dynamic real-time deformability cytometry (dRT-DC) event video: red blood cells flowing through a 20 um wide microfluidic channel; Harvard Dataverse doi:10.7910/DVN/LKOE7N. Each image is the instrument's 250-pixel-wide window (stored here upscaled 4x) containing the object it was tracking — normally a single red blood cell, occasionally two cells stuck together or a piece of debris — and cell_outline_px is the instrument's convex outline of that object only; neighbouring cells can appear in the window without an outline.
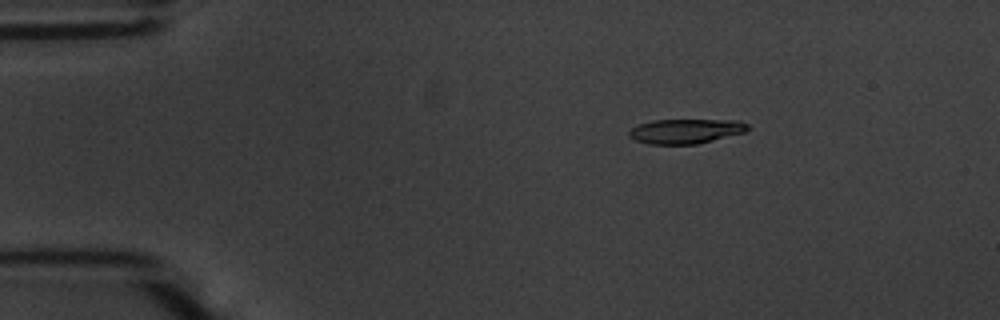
{"species": "common noctule bat (a hibernating species)", "species_latin": "Nyctalus noctula", "temperature_condition": "warm", "stored_images_in_passage": 55, "camera_frame_rate_fps": 3000, "um_per_image_px": 0.085, "animal": {"sex": "male", "body_mass_g": 20.1, "forearm_length_mm": 53.5}, "frame": {"image": 1, "passage_image": 9, "time_ms": 2.667, "image_size_px": [1000, 320], "cell_outline_px": [[752, 128], [744, 132], [696, 144], [648, 144], [636, 140], [628, 136], [628, 132], [632, 128], [640, 124], [652, 120], [740, 120], [748, 124]], "centroid_in_image_um": [58.3, 11.14], "position_along_channel_um": 26.7, "area_um2": 16.99}}
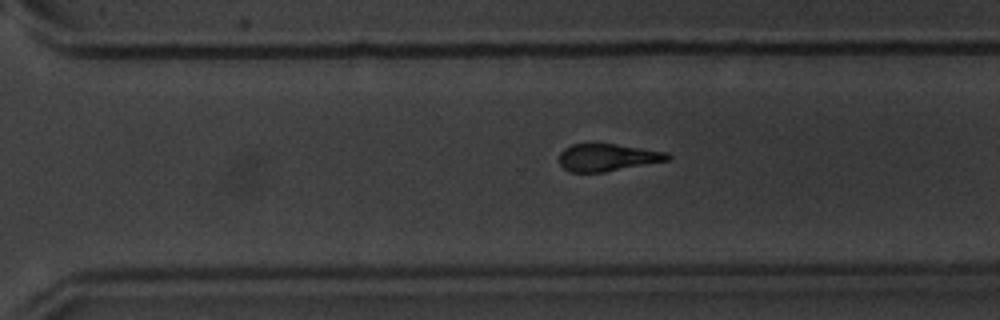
{"frame": {"image": 2, "passage_image": 38, "time_ms": 12.333, "image_size_px": [1000, 320], "cell_outline_px": [[672, 156], [668, 160], [604, 172], [568, 172], [560, 164], [560, 152], [564, 148], [572, 144], [616, 144], [668, 152]], "centroid_in_image_um": [51.63, 13.38], "position_along_channel_um": 319.0, "area_um2": 17.17}}
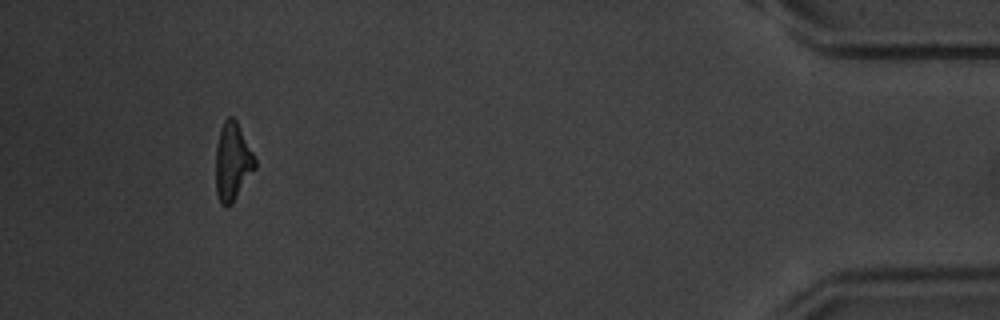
{"frame": {"image": 3, "passage_image": 51, "time_ms": 16.667, "image_size_px": [1000, 320], "cell_outline_px": [[256, 168], [232, 204], [228, 208], [220, 204], [216, 192], [216, 148], [220, 128], [224, 120], [228, 116], [232, 116], [236, 120], [256, 160]], "centroid_in_image_um": [19.75, 13.78], "position_along_channel_um": 415.4, "area_um2": 17.86}, "authors_computed_cell_mechanics": {"area_um2": 18.2648, "velocity_mm_per_s": 3.6979, "shape_relaxation_time_tau1_ms": 3.078, "shape_relaxation_time_tau2_ms": 4.1309, "deformation_change_tau1": 0.1793, "deformation_change_tau2": 0.151}}